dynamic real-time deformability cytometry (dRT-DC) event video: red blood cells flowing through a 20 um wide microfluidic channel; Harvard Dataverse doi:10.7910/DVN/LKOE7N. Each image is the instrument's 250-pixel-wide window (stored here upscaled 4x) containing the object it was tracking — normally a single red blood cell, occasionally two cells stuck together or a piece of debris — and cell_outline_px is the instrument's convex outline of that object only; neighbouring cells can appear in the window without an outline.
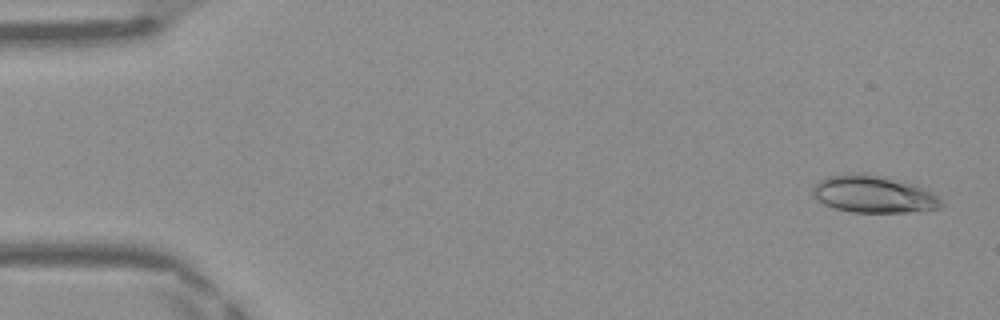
{"species": "Egyptian fruit bat (a non-hibernating species)", "species_latin": "Rousettus aegyptiacus", "temperature_condition": "warm", "stored_images_in_passage": 48, "camera_frame_rate_fps": 3000, "um_per_image_px": 0.085, "frame": {"image": 1, "passage_image": 2, "time_ms": 0.333, "image_size_px": [1000, 320], "cell_outline_px": [[944, 204], [940, 208], [924, 212], [852, 212], [836, 208], [824, 204], [812, 196], [812, 188], [820, 180], [828, 176], [876, 176], [912, 184], [932, 192], [944, 200]], "centroid_in_image_um": [74.32, 16.58], "position_along_channel_um": 10.7, "area_um2": 27.05}}
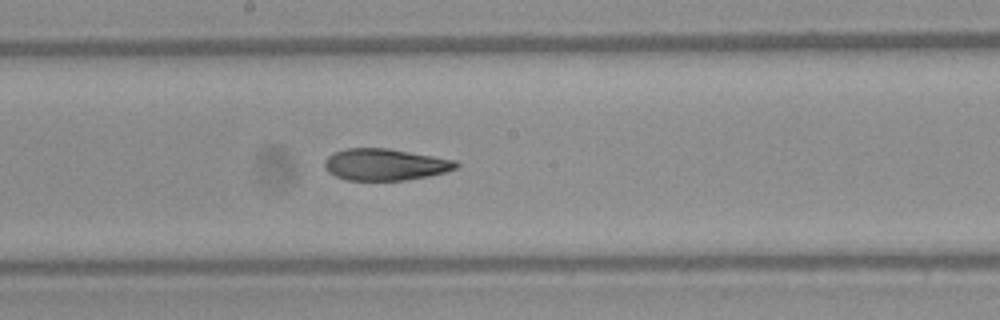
{"frame": {"image": 2, "passage_image": 26, "time_ms": 8.333, "image_size_px": [1000, 320], "cell_outline_px": [[460, 164], [456, 168], [444, 172], [428, 176], [404, 180], [348, 180], [336, 176], [328, 172], [324, 168], [324, 160], [328, 156], [336, 152], [348, 148], [388, 148], [456, 160]], "centroid_in_image_um": [32.73, 13.98], "position_along_channel_um": 215.5, "area_um2": 24.16}}
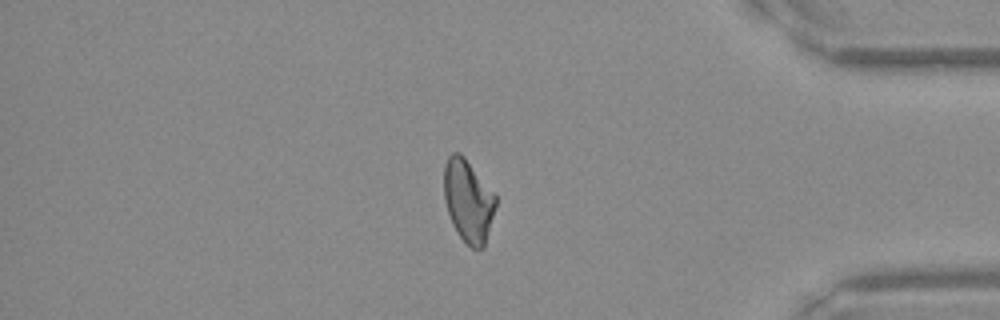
{"frame": {"image": 3, "passage_image": 41, "time_ms": 13.333, "image_size_px": [1000, 320], "cell_outline_px": [[496, 204], [484, 248], [472, 248], [456, 232], [452, 224], [444, 200], [444, 164], [448, 156], [452, 152], [460, 152], [464, 156], [496, 196]], "centroid_in_image_um": [39.77, 17.05], "position_along_channel_um": 395.4, "area_um2": 24.68}, "authors_computed_cell_mechanics": {"area_um2": 25.2008, "velocity_mm_per_s": 4.1824, "shape_relaxation_time_tau1_ms": null, "shape_relaxation_time_tau2_ms": 3.1974, "deformation_change_tau1": null, "deformation_change_tau2": 0.1097}}